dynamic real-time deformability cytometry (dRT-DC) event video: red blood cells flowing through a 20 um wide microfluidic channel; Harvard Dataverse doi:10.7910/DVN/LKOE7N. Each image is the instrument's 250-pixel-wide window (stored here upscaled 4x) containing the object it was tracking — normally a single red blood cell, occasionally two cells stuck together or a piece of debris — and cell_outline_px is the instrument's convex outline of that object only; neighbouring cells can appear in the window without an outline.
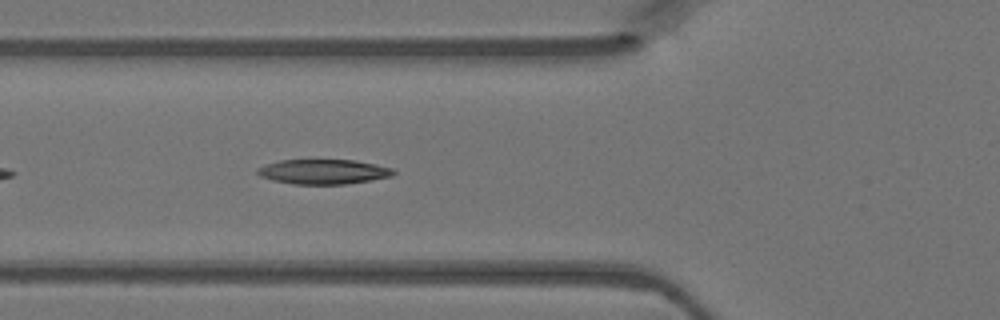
{"species": "Egyptian fruit bat (a non-hibernating species)", "species_latin": "Rousettus aegyptiacus", "temperature_condition": "warm", "stored_images_in_passage": 33, "camera_frame_rate_fps": 3000, "um_per_image_px": 0.085, "animal": {"sex": "female"}, "frame": {"image": 1, "passage_image": 5, "time_ms": 1.333, "image_size_px": [1000, 320], "cell_outline_px": [[396, 172], [392, 176], [344, 184], [292, 184], [272, 180], [260, 176], [256, 172], [256, 168], [264, 164], [280, 160], [356, 160], [376, 164], [392, 168]], "centroid_in_image_um": [27.45, 14.59], "position_along_channel_um": 98.4, "area_um2": 19.65}}
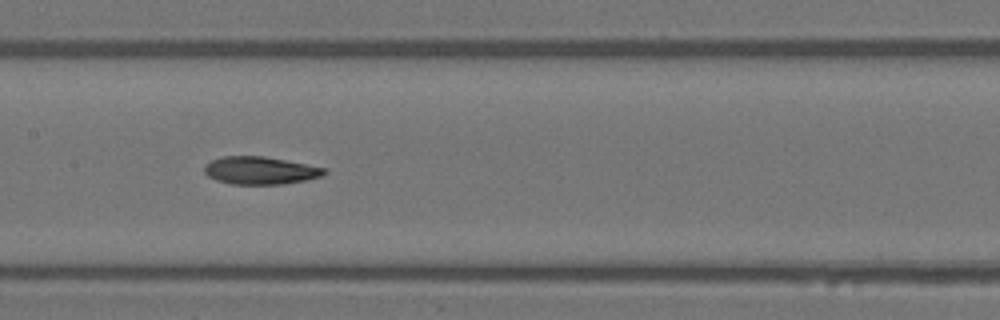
{"frame": {"image": 2, "passage_image": 11, "time_ms": 3.333, "image_size_px": [1000, 320], "cell_outline_px": [[328, 172], [324, 176], [284, 184], [232, 184], [216, 180], [208, 176], [204, 172], [204, 168], [212, 160], [220, 156], [264, 156], [328, 168]], "centroid_in_image_um": [22.16, 14.49], "position_along_channel_um": 185.2, "area_um2": 19.42}}
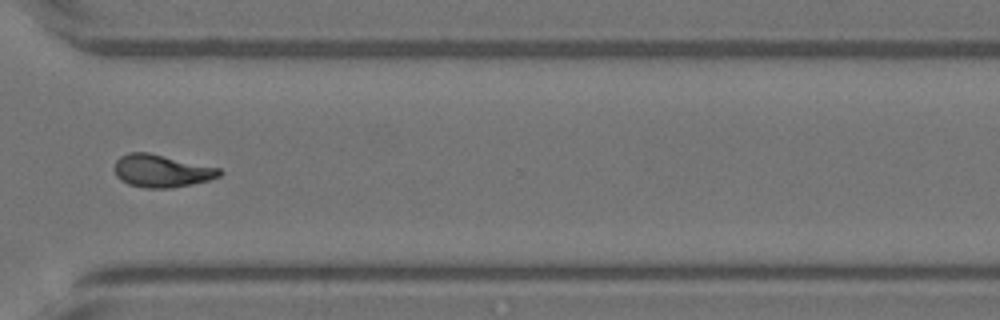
{"frame": {"image": 3, "passage_image": 23, "time_ms": 7.333, "image_size_px": [1000, 320], "cell_outline_px": [[224, 172], [220, 176], [208, 180], [192, 184], [172, 188], [144, 188], [128, 184], [120, 180], [116, 176], [112, 168], [116, 160], [120, 156], [128, 152], [148, 152], [220, 168]], "centroid_in_image_um": [13.7, 14.53], "position_along_channel_um": 356.9, "area_um2": 20.23}}